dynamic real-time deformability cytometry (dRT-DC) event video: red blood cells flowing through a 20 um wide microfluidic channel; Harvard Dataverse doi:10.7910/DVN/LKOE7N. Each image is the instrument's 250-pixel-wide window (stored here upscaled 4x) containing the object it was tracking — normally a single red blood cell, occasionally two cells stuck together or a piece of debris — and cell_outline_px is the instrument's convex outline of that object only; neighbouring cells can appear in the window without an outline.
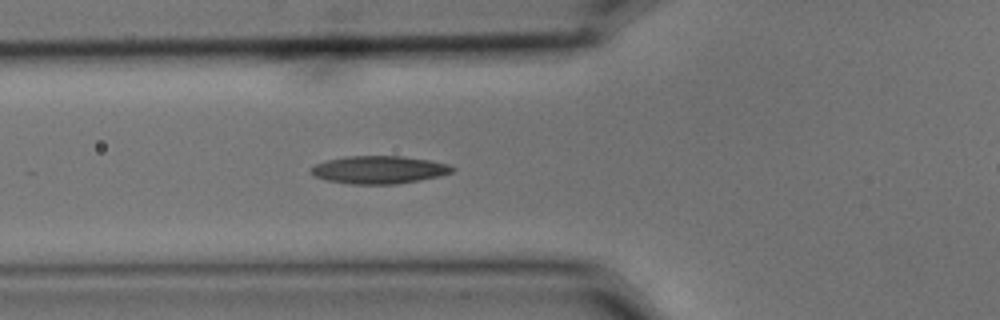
{"species": "common noctule bat (a hibernating species)", "species_latin": "Nyctalus noctula", "temperature_condition": "cold", "stored_images_in_passage": 3, "camera_frame_rate_fps": 3000, "um_per_image_px": 0.085, "animal": {"sex": "male", "body_mass_g": 15.6}, "frame": {"image": 1, "passage_image": 2, "time_ms": 0.333, "image_size_px": [1000, 320], "cell_outline_px": [[456, 168], [452, 172], [436, 176], [396, 184], [352, 184], [328, 180], [316, 176], [308, 172], [316, 164], [328, 160], [344, 156], [400, 156], [428, 160], [448, 164]], "centroid_in_image_um": [32.19, 14.42], "position_along_channel_um": 93.6, "area_um2": 22.48}}